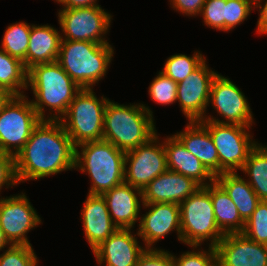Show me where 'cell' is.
<instances>
[{
    "label": "cell",
    "mask_w": 267,
    "mask_h": 266,
    "mask_svg": "<svg viewBox=\"0 0 267 266\" xmlns=\"http://www.w3.org/2000/svg\"><path fill=\"white\" fill-rule=\"evenodd\" d=\"M210 102L224 121L211 115L210 117L206 115L202 120L247 127H251L254 122L247 98L227 77L216 75L211 85L209 104Z\"/></svg>",
    "instance_id": "cell-12"
},
{
    "label": "cell",
    "mask_w": 267,
    "mask_h": 266,
    "mask_svg": "<svg viewBox=\"0 0 267 266\" xmlns=\"http://www.w3.org/2000/svg\"><path fill=\"white\" fill-rule=\"evenodd\" d=\"M41 223L25 193L0 198V226L11 245L32 246L27 235Z\"/></svg>",
    "instance_id": "cell-13"
},
{
    "label": "cell",
    "mask_w": 267,
    "mask_h": 266,
    "mask_svg": "<svg viewBox=\"0 0 267 266\" xmlns=\"http://www.w3.org/2000/svg\"><path fill=\"white\" fill-rule=\"evenodd\" d=\"M254 4L253 0H226V32L243 23L255 9Z\"/></svg>",
    "instance_id": "cell-35"
},
{
    "label": "cell",
    "mask_w": 267,
    "mask_h": 266,
    "mask_svg": "<svg viewBox=\"0 0 267 266\" xmlns=\"http://www.w3.org/2000/svg\"><path fill=\"white\" fill-rule=\"evenodd\" d=\"M26 95H15L0 113V151L16 156L41 121Z\"/></svg>",
    "instance_id": "cell-9"
},
{
    "label": "cell",
    "mask_w": 267,
    "mask_h": 266,
    "mask_svg": "<svg viewBox=\"0 0 267 266\" xmlns=\"http://www.w3.org/2000/svg\"><path fill=\"white\" fill-rule=\"evenodd\" d=\"M31 25L26 22L10 24L2 38L1 48L10 56L23 62L26 68V53L29 46Z\"/></svg>",
    "instance_id": "cell-28"
},
{
    "label": "cell",
    "mask_w": 267,
    "mask_h": 266,
    "mask_svg": "<svg viewBox=\"0 0 267 266\" xmlns=\"http://www.w3.org/2000/svg\"><path fill=\"white\" fill-rule=\"evenodd\" d=\"M201 15L206 26L226 32V0H206Z\"/></svg>",
    "instance_id": "cell-33"
},
{
    "label": "cell",
    "mask_w": 267,
    "mask_h": 266,
    "mask_svg": "<svg viewBox=\"0 0 267 266\" xmlns=\"http://www.w3.org/2000/svg\"><path fill=\"white\" fill-rule=\"evenodd\" d=\"M179 205L181 242L189 247H200L208 240L209 246L215 247L224 234L217 226L210 193L204 187H200Z\"/></svg>",
    "instance_id": "cell-7"
},
{
    "label": "cell",
    "mask_w": 267,
    "mask_h": 266,
    "mask_svg": "<svg viewBox=\"0 0 267 266\" xmlns=\"http://www.w3.org/2000/svg\"><path fill=\"white\" fill-rule=\"evenodd\" d=\"M81 219L85 238L92 251L118 229L110 217L106 201L102 195H87L82 208Z\"/></svg>",
    "instance_id": "cell-20"
},
{
    "label": "cell",
    "mask_w": 267,
    "mask_h": 266,
    "mask_svg": "<svg viewBox=\"0 0 267 266\" xmlns=\"http://www.w3.org/2000/svg\"><path fill=\"white\" fill-rule=\"evenodd\" d=\"M0 88L8 89L15 95H24L23 89H28L27 70L23 62L10 56L2 48H0Z\"/></svg>",
    "instance_id": "cell-27"
},
{
    "label": "cell",
    "mask_w": 267,
    "mask_h": 266,
    "mask_svg": "<svg viewBox=\"0 0 267 266\" xmlns=\"http://www.w3.org/2000/svg\"><path fill=\"white\" fill-rule=\"evenodd\" d=\"M125 153L105 140L86 142L75 148L74 169L91 177L88 194L102 195L124 182Z\"/></svg>",
    "instance_id": "cell-4"
},
{
    "label": "cell",
    "mask_w": 267,
    "mask_h": 266,
    "mask_svg": "<svg viewBox=\"0 0 267 266\" xmlns=\"http://www.w3.org/2000/svg\"><path fill=\"white\" fill-rule=\"evenodd\" d=\"M132 229H117L92 252L101 266H136L140 255L146 250L139 245Z\"/></svg>",
    "instance_id": "cell-17"
},
{
    "label": "cell",
    "mask_w": 267,
    "mask_h": 266,
    "mask_svg": "<svg viewBox=\"0 0 267 266\" xmlns=\"http://www.w3.org/2000/svg\"><path fill=\"white\" fill-rule=\"evenodd\" d=\"M15 96L10 90L5 88H0V113L6 107V105L11 101Z\"/></svg>",
    "instance_id": "cell-41"
},
{
    "label": "cell",
    "mask_w": 267,
    "mask_h": 266,
    "mask_svg": "<svg viewBox=\"0 0 267 266\" xmlns=\"http://www.w3.org/2000/svg\"><path fill=\"white\" fill-rule=\"evenodd\" d=\"M109 98H97L92 89H82L60 119L75 147L103 140L104 111Z\"/></svg>",
    "instance_id": "cell-6"
},
{
    "label": "cell",
    "mask_w": 267,
    "mask_h": 266,
    "mask_svg": "<svg viewBox=\"0 0 267 266\" xmlns=\"http://www.w3.org/2000/svg\"><path fill=\"white\" fill-rule=\"evenodd\" d=\"M55 1L62 5L63 8L61 9L101 6L97 3V0H55Z\"/></svg>",
    "instance_id": "cell-40"
},
{
    "label": "cell",
    "mask_w": 267,
    "mask_h": 266,
    "mask_svg": "<svg viewBox=\"0 0 267 266\" xmlns=\"http://www.w3.org/2000/svg\"><path fill=\"white\" fill-rule=\"evenodd\" d=\"M112 15L101 6L60 9L58 22L63 36L61 40L89 41L109 43L105 35L108 33Z\"/></svg>",
    "instance_id": "cell-10"
},
{
    "label": "cell",
    "mask_w": 267,
    "mask_h": 266,
    "mask_svg": "<svg viewBox=\"0 0 267 266\" xmlns=\"http://www.w3.org/2000/svg\"><path fill=\"white\" fill-rule=\"evenodd\" d=\"M163 144L169 170L193 179L201 187H205L215 180V177L198 158L190 153L174 135L164 139Z\"/></svg>",
    "instance_id": "cell-22"
},
{
    "label": "cell",
    "mask_w": 267,
    "mask_h": 266,
    "mask_svg": "<svg viewBox=\"0 0 267 266\" xmlns=\"http://www.w3.org/2000/svg\"><path fill=\"white\" fill-rule=\"evenodd\" d=\"M174 136L214 176L219 175V156L209 130L200 121H189L183 131Z\"/></svg>",
    "instance_id": "cell-21"
},
{
    "label": "cell",
    "mask_w": 267,
    "mask_h": 266,
    "mask_svg": "<svg viewBox=\"0 0 267 266\" xmlns=\"http://www.w3.org/2000/svg\"><path fill=\"white\" fill-rule=\"evenodd\" d=\"M218 72L209 69L206 60L182 82L177 83V100L188 121L206 116L211 85Z\"/></svg>",
    "instance_id": "cell-14"
},
{
    "label": "cell",
    "mask_w": 267,
    "mask_h": 266,
    "mask_svg": "<svg viewBox=\"0 0 267 266\" xmlns=\"http://www.w3.org/2000/svg\"><path fill=\"white\" fill-rule=\"evenodd\" d=\"M11 246V244L8 242V240L6 239L4 232L0 226V251H2L5 247L7 246Z\"/></svg>",
    "instance_id": "cell-42"
},
{
    "label": "cell",
    "mask_w": 267,
    "mask_h": 266,
    "mask_svg": "<svg viewBox=\"0 0 267 266\" xmlns=\"http://www.w3.org/2000/svg\"><path fill=\"white\" fill-rule=\"evenodd\" d=\"M211 196L214 217L219 230L225 234L242 233L245 222L241 219L238 209L225 189L214 180L204 187Z\"/></svg>",
    "instance_id": "cell-24"
},
{
    "label": "cell",
    "mask_w": 267,
    "mask_h": 266,
    "mask_svg": "<svg viewBox=\"0 0 267 266\" xmlns=\"http://www.w3.org/2000/svg\"><path fill=\"white\" fill-rule=\"evenodd\" d=\"M146 104L124 105L111 100L104 111L103 140L127 152L157 134L153 112Z\"/></svg>",
    "instance_id": "cell-3"
},
{
    "label": "cell",
    "mask_w": 267,
    "mask_h": 266,
    "mask_svg": "<svg viewBox=\"0 0 267 266\" xmlns=\"http://www.w3.org/2000/svg\"><path fill=\"white\" fill-rule=\"evenodd\" d=\"M38 257L32 246L11 245L0 254V266H37Z\"/></svg>",
    "instance_id": "cell-32"
},
{
    "label": "cell",
    "mask_w": 267,
    "mask_h": 266,
    "mask_svg": "<svg viewBox=\"0 0 267 266\" xmlns=\"http://www.w3.org/2000/svg\"><path fill=\"white\" fill-rule=\"evenodd\" d=\"M102 196L113 223L119 229L134 228L140 217L138 215L141 205H143L142 190L123 182L103 193Z\"/></svg>",
    "instance_id": "cell-19"
},
{
    "label": "cell",
    "mask_w": 267,
    "mask_h": 266,
    "mask_svg": "<svg viewBox=\"0 0 267 266\" xmlns=\"http://www.w3.org/2000/svg\"><path fill=\"white\" fill-rule=\"evenodd\" d=\"M75 148L60 120H41L15 156L18 182L36 181L73 170Z\"/></svg>",
    "instance_id": "cell-1"
},
{
    "label": "cell",
    "mask_w": 267,
    "mask_h": 266,
    "mask_svg": "<svg viewBox=\"0 0 267 266\" xmlns=\"http://www.w3.org/2000/svg\"><path fill=\"white\" fill-rule=\"evenodd\" d=\"M27 88L33 91L35 99L31 103L41 120H60L82 90L57 61L29 68ZM45 107H49L50 117L45 115Z\"/></svg>",
    "instance_id": "cell-2"
},
{
    "label": "cell",
    "mask_w": 267,
    "mask_h": 266,
    "mask_svg": "<svg viewBox=\"0 0 267 266\" xmlns=\"http://www.w3.org/2000/svg\"><path fill=\"white\" fill-rule=\"evenodd\" d=\"M200 187L193 179L168 169L142 190V199L143 203L180 204Z\"/></svg>",
    "instance_id": "cell-18"
},
{
    "label": "cell",
    "mask_w": 267,
    "mask_h": 266,
    "mask_svg": "<svg viewBox=\"0 0 267 266\" xmlns=\"http://www.w3.org/2000/svg\"><path fill=\"white\" fill-rule=\"evenodd\" d=\"M218 266H267V245L243 233L225 234L215 246Z\"/></svg>",
    "instance_id": "cell-16"
},
{
    "label": "cell",
    "mask_w": 267,
    "mask_h": 266,
    "mask_svg": "<svg viewBox=\"0 0 267 266\" xmlns=\"http://www.w3.org/2000/svg\"><path fill=\"white\" fill-rule=\"evenodd\" d=\"M114 49L109 43L61 40L57 62L82 89H92L107 73Z\"/></svg>",
    "instance_id": "cell-5"
},
{
    "label": "cell",
    "mask_w": 267,
    "mask_h": 266,
    "mask_svg": "<svg viewBox=\"0 0 267 266\" xmlns=\"http://www.w3.org/2000/svg\"><path fill=\"white\" fill-rule=\"evenodd\" d=\"M209 130L219 156V175L242 170L250 151L258 144L249 133L251 127L200 120Z\"/></svg>",
    "instance_id": "cell-8"
},
{
    "label": "cell",
    "mask_w": 267,
    "mask_h": 266,
    "mask_svg": "<svg viewBox=\"0 0 267 266\" xmlns=\"http://www.w3.org/2000/svg\"><path fill=\"white\" fill-rule=\"evenodd\" d=\"M148 212L139 218L137 236L144 241L146 249H155L154 243L163 239L171 231L177 232L181 241L180 205L177 203H143Z\"/></svg>",
    "instance_id": "cell-15"
},
{
    "label": "cell",
    "mask_w": 267,
    "mask_h": 266,
    "mask_svg": "<svg viewBox=\"0 0 267 266\" xmlns=\"http://www.w3.org/2000/svg\"><path fill=\"white\" fill-rule=\"evenodd\" d=\"M177 83L163 72L158 75L149 85V96L157 104L170 105L177 100Z\"/></svg>",
    "instance_id": "cell-31"
},
{
    "label": "cell",
    "mask_w": 267,
    "mask_h": 266,
    "mask_svg": "<svg viewBox=\"0 0 267 266\" xmlns=\"http://www.w3.org/2000/svg\"><path fill=\"white\" fill-rule=\"evenodd\" d=\"M167 170L166 152L158 134L125 153L124 182L133 187L143 190Z\"/></svg>",
    "instance_id": "cell-11"
},
{
    "label": "cell",
    "mask_w": 267,
    "mask_h": 266,
    "mask_svg": "<svg viewBox=\"0 0 267 266\" xmlns=\"http://www.w3.org/2000/svg\"><path fill=\"white\" fill-rule=\"evenodd\" d=\"M215 180L228 193L241 219L246 223L261 201L251 185L237 172L220 174L215 177Z\"/></svg>",
    "instance_id": "cell-25"
},
{
    "label": "cell",
    "mask_w": 267,
    "mask_h": 266,
    "mask_svg": "<svg viewBox=\"0 0 267 266\" xmlns=\"http://www.w3.org/2000/svg\"><path fill=\"white\" fill-rule=\"evenodd\" d=\"M192 247V251L182 253L179 258L173 255L175 266H218L215 247L209 246L208 251L201 249L196 251L195 249L199 248V246Z\"/></svg>",
    "instance_id": "cell-34"
},
{
    "label": "cell",
    "mask_w": 267,
    "mask_h": 266,
    "mask_svg": "<svg viewBox=\"0 0 267 266\" xmlns=\"http://www.w3.org/2000/svg\"><path fill=\"white\" fill-rule=\"evenodd\" d=\"M173 10L183 15L196 16L200 15L206 0H169Z\"/></svg>",
    "instance_id": "cell-38"
},
{
    "label": "cell",
    "mask_w": 267,
    "mask_h": 266,
    "mask_svg": "<svg viewBox=\"0 0 267 266\" xmlns=\"http://www.w3.org/2000/svg\"><path fill=\"white\" fill-rule=\"evenodd\" d=\"M247 182L261 201H267V145L258 143L249 153L242 168Z\"/></svg>",
    "instance_id": "cell-26"
},
{
    "label": "cell",
    "mask_w": 267,
    "mask_h": 266,
    "mask_svg": "<svg viewBox=\"0 0 267 266\" xmlns=\"http://www.w3.org/2000/svg\"><path fill=\"white\" fill-rule=\"evenodd\" d=\"M19 184L16 175L15 156L0 151V192L4 186L13 187Z\"/></svg>",
    "instance_id": "cell-37"
},
{
    "label": "cell",
    "mask_w": 267,
    "mask_h": 266,
    "mask_svg": "<svg viewBox=\"0 0 267 266\" xmlns=\"http://www.w3.org/2000/svg\"><path fill=\"white\" fill-rule=\"evenodd\" d=\"M262 1L265 0H256L254 4L255 8H259L258 11H260L256 32L267 35V0L264 2V4Z\"/></svg>",
    "instance_id": "cell-39"
},
{
    "label": "cell",
    "mask_w": 267,
    "mask_h": 266,
    "mask_svg": "<svg viewBox=\"0 0 267 266\" xmlns=\"http://www.w3.org/2000/svg\"><path fill=\"white\" fill-rule=\"evenodd\" d=\"M60 31L50 25H32L26 53V70L37 64L51 63L58 59Z\"/></svg>",
    "instance_id": "cell-23"
},
{
    "label": "cell",
    "mask_w": 267,
    "mask_h": 266,
    "mask_svg": "<svg viewBox=\"0 0 267 266\" xmlns=\"http://www.w3.org/2000/svg\"><path fill=\"white\" fill-rule=\"evenodd\" d=\"M242 233L256 243L267 245V201H260Z\"/></svg>",
    "instance_id": "cell-30"
},
{
    "label": "cell",
    "mask_w": 267,
    "mask_h": 266,
    "mask_svg": "<svg viewBox=\"0 0 267 266\" xmlns=\"http://www.w3.org/2000/svg\"><path fill=\"white\" fill-rule=\"evenodd\" d=\"M136 266H175L173 254L165 249H146Z\"/></svg>",
    "instance_id": "cell-36"
},
{
    "label": "cell",
    "mask_w": 267,
    "mask_h": 266,
    "mask_svg": "<svg viewBox=\"0 0 267 266\" xmlns=\"http://www.w3.org/2000/svg\"><path fill=\"white\" fill-rule=\"evenodd\" d=\"M205 60L206 58L199 51L194 52L192 56L175 54L166 60L161 72L179 83L195 71Z\"/></svg>",
    "instance_id": "cell-29"
}]
</instances>
